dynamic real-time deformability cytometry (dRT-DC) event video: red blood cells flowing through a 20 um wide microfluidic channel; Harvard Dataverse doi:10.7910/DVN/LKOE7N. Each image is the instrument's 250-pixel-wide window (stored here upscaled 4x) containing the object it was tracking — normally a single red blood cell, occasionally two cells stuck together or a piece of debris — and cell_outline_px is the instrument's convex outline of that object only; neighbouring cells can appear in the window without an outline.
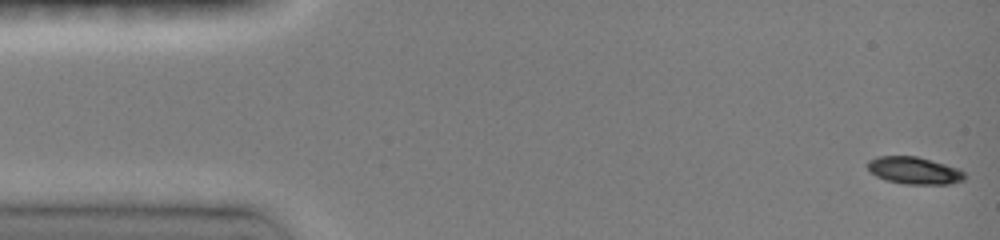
{"species": "common noctule bat (a hibernating species)", "species_latin": "Nyctalus noctula", "temperature_condition": "room temperature", "stored_images_in_passage": 47, "camera_frame_rate_fps": 3000, "um_per_image_px": 0.085, "animal": {"sex": "female", "body_mass_g": 19.0, "forearm_length_mm": 51.5}, "frame": {"image": 1, "passage_image": 1, "time_ms": 0.0, "image_size_px": [1000, 240], "cell_outline_px": [[964, 180], [948, 184], [904, 184], [884, 180], [876, 176], [864, 164], [868, 160], [880, 156], [916, 156], [960, 168], [964, 172]], "centroid_in_image_um": [77.69, 14.49], "position_along_channel_um": 7.3, "area_um2": 15.49}}
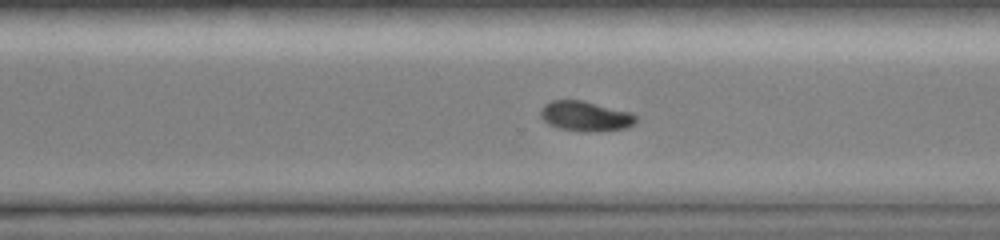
{"frame": {"image": 2, "passage_image": 33, "time_ms": 10.667, "image_size_px": [1000, 240], "cell_outline_px": [[636, 120], [632, 124], [624, 128], [560, 128], [548, 124], [540, 116], [540, 112], [544, 104], [552, 100], [584, 100], [632, 112], [636, 116]], "centroid_in_image_um": [49.72, 9.78], "position_along_channel_um": 320.9, "area_um2": 15.66}}
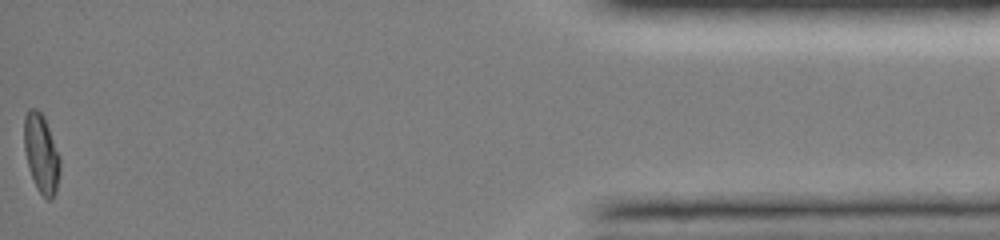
{"frame": {"image": 3, "passage_image": 47, "time_ms": 15.333, "image_size_px": [1000, 240], "cell_outline_px": [[60, 172], [56, 192], [52, 200], [48, 200], [36, 188], [28, 168], [24, 148], [24, 116], [28, 108], [36, 108], [44, 116], [60, 156]], "centroid_in_image_um": [3.51, 13.05], "position_along_channel_um": 431.7, "area_um2": 16.7}, "authors_computed_cell_mechanics": {"area_um2": 16.7042, "velocity_mm_per_s": 4.0868, "shape_relaxation_time_tau1_ms": 2.503, "shape_relaxation_time_tau2_ms": null, "deformation_change_tau1": 0.1227, "deformation_change_tau2": null}}